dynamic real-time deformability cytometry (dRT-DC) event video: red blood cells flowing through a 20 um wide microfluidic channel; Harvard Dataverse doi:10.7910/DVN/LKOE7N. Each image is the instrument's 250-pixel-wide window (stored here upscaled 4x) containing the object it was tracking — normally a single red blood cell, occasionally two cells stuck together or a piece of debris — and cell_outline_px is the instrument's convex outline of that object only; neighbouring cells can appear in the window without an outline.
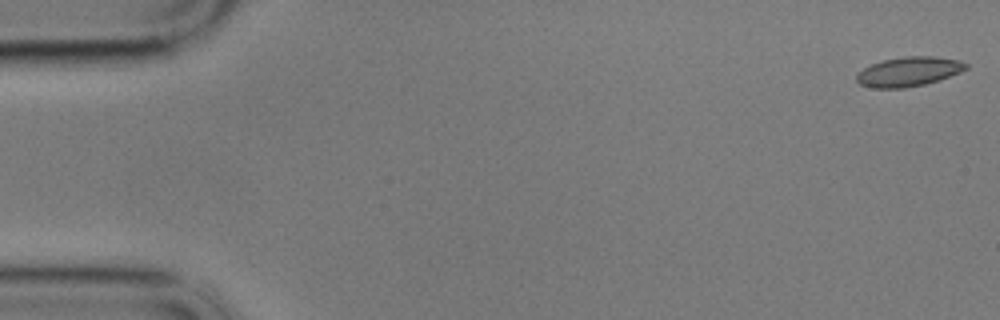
{"species": "common noctule bat (a hibernating species)", "species_latin": "Nyctalus noctula", "temperature_condition": "cold", "stored_images_in_passage": 58, "camera_frame_rate_fps": 3000, "um_per_image_px": 0.085, "animal": {"sex": "male", "body_mass_g": 17.9}, "frame": {"image": 1, "passage_image": 1, "time_ms": 0.0, "image_size_px": [1000, 320], "cell_outline_px": [[968, 68], [960, 72], [940, 80], [924, 84], [904, 88], [872, 88], [860, 84], [856, 80], [856, 76], [864, 68], [872, 64], [884, 60], [904, 56], [936, 56], [960, 60], [968, 64]], "centroid_in_image_um": [77.27, 6.08], "position_along_channel_um": 7.7, "area_um2": 18.79}}
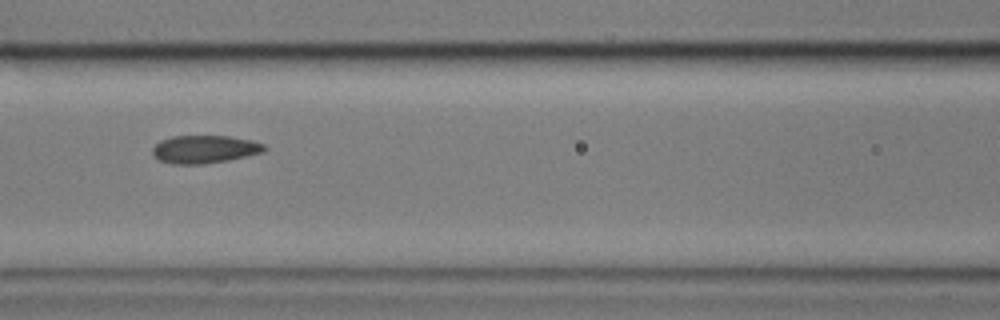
{"frame": {"image": 2, "passage_image": 25, "time_ms": 8.0, "image_size_px": [1000, 320], "cell_outline_px": [[268, 148], [264, 152], [228, 160], [204, 164], [172, 164], [160, 160], [152, 152], [152, 148], [160, 140], [172, 136], [228, 136], [252, 140], [264, 144]], "centroid_in_image_um": [17.41, 12.68], "position_along_channel_um": 149.2, "area_um2": 18.21}}
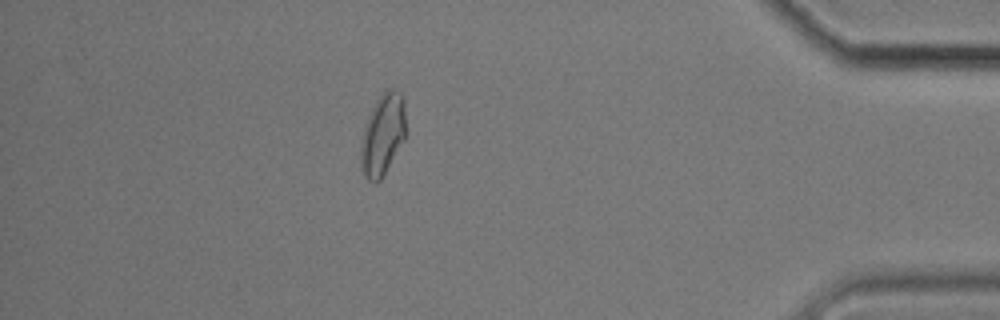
{"frame": {"image": 3, "passage_image": 51, "time_ms": 16.667, "image_size_px": [1000, 320], "cell_outline_px": [[408, 132], [404, 140], [380, 180], [376, 184], [368, 180], [364, 176], [360, 164], [360, 148], [364, 128], [368, 116], [376, 100], [384, 88], [396, 88], [404, 96]], "centroid_in_image_um": [32.57, 11.38], "position_along_channel_um": 402.6, "area_um2": 22.08}, "authors_computed_cell_mechanics": {"area_um2": 18.6405, "velocity_mm_per_s": 3.427, "shape_relaxation_time_tau1_ms": 4.1059, "shape_relaxation_time_tau2_ms": 1.625, "deformation_change_tau1": 0.1269, "deformation_change_tau2": 0.0703}}